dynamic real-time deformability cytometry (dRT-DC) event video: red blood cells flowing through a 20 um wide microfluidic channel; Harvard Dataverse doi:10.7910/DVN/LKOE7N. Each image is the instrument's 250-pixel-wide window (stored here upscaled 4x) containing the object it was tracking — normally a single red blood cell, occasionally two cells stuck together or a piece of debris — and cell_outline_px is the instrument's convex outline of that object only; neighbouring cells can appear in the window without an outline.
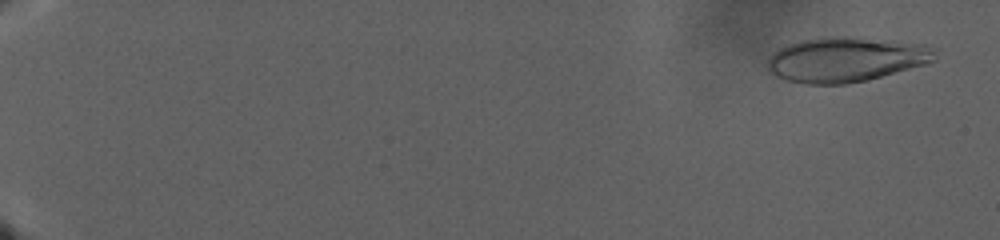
{"species": "human", "species_latin": "Homo sapiens", "temperature_condition": "warm", "stored_images_in_passage": 108, "camera_frame_rate_fps": 3000, "um_per_image_px": 0.085, "donor": {"sex": "male"}, "frame": {"image": 1, "passage_image": 8, "time_ms": 2.333, "image_size_px": [1000, 240], "cell_outline_px": [[936, 60], [928, 64], [868, 80], [844, 84], [804, 84], [788, 80], [776, 76], [768, 68], [768, 60], [780, 48], [788, 44], [800, 40], [820, 36], [844, 36], [924, 44], [936, 48]], "centroid_in_image_um": [71.96, 5.05], "position_along_channel_um": 13.0, "area_um2": 43.87}}
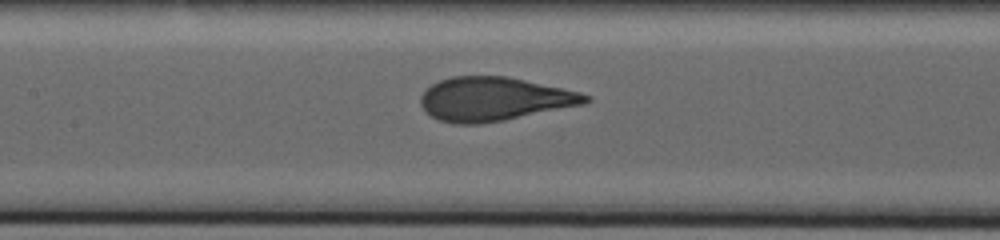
{"frame": {"image": 2, "passage_image": 78, "time_ms": 25.667, "image_size_px": [1000, 240], "cell_outline_px": [[592, 100], [584, 104], [504, 120], [480, 124], [452, 124], [440, 120], [432, 116], [420, 104], [420, 96], [432, 84], [440, 80], [452, 76], [508, 76], [580, 92], [592, 96]], "centroid_in_image_um": [42.01, 8.41], "position_along_channel_um": 165.4, "area_um2": 41.91}}
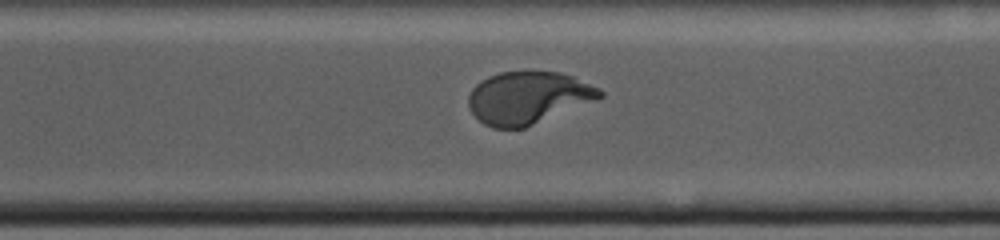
{"frame": {"image": 3, "passage_image": 108, "time_ms": 35.667, "image_size_px": [1000, 240], "cell_outline_px": [[604, 96], [524, 128], [492, 128], [484, 124], [468, 108], [468, 96], [472, 88], [476, 84], [488, 76], [500, 72], [560, 72], [572, 76], [600, 88], [604, 92]], "centroid_in_image_um": [44.86, 8.3], "position_along_channel_um": 325.7, "area_um2": 39.71}}